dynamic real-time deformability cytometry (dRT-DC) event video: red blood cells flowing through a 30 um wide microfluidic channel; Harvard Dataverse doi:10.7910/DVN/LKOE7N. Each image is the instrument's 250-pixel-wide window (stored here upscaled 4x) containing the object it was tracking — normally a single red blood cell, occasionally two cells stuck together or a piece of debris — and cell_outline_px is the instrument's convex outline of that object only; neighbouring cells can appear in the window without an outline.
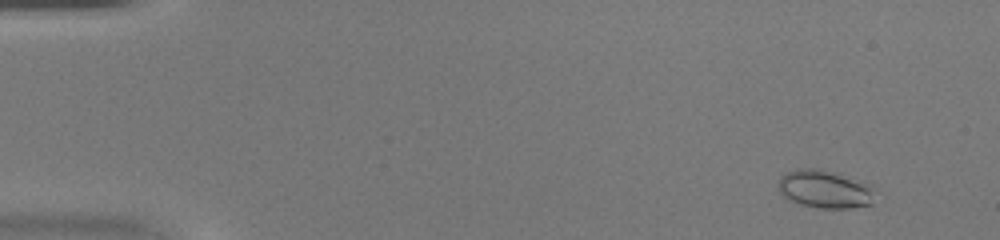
{"species": "common noctule bat (a hibernating species)", "species_latin": "Nyctalus noctula", "temperature_condition": "warm", "stored_images_in_passage": 48, "camera_frame_rate_fps": 3000, "um_per_image_px": 0.085, "animal": {"sex": "female", "body_mass_g": 20.0, "forearm_length_mm": 54.0}, "frame": {"image": 1, "passage_image": 5, "time_ms": 1.333, "image_size_px": [1000, 240], "cell_outline_px": [[880, 192], [872, 204], [852, 208], [820, 208], [800, 204], [784, 196], [780, 192], [776, 184], [780, 176], [796, 168], [816, 168], [832, 172], [872, 184]], "centroid_in_image_um": [70.19, 16.08], "position_along_channel_um": 14.8, "area_um2": 21.91}}
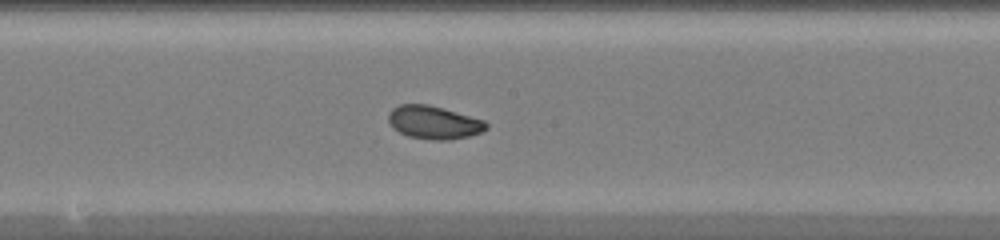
{"frame": {"image": 2, "passage_image": 27, "time_ms": 8.667, "image_size_px": [1000, 240], "cell_outline_px": [[488, 128], [480, 132], [468, 136], [448, 140], [436, 140], [408, 136], [392, 128], [388, 120], [388, 112], [392, 108], [400, 104], [428, 104], [484, 120], [488, 124]], "centroid_in_image_um": [36.84, 10.4], "position_along_channel_um": 211.4, "area_um2": 18.79}}
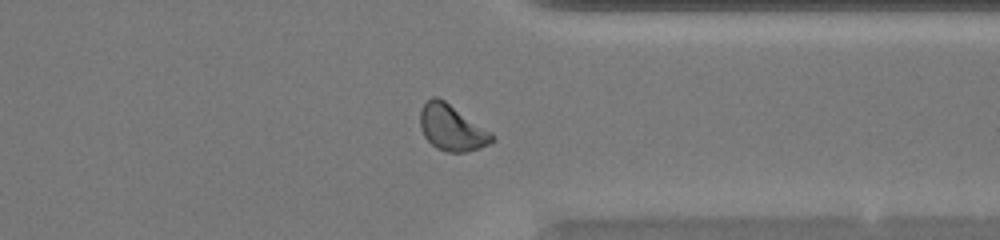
{"frame": {"image": 3, "passage_image": 38, "time_ms": 12.333, "image_size_px": [1000, 240], "cell_outline_px": [[496, 140], [480, 148], [464, 152], [448, 152], [436, 148], [424, 136], [420, 128], [420, 112], [424, 104], [432, 96], [436, 96], [444, 100], [492, 132], [496, 136]], "centroid_in_image_um": [38.42, 10.87], "position_along_channel_um": 373.0, "area_um2": 19.25}}